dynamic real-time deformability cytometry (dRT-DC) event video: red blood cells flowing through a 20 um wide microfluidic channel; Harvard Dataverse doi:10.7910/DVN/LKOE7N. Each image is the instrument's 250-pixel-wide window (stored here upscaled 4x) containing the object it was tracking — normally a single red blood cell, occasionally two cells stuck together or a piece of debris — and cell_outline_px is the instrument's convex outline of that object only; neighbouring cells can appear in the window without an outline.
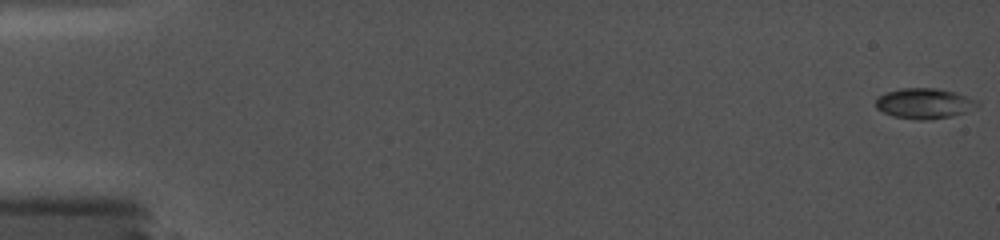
{"species": "common noctule bat (a hibernating species)", "species_latin": "Nyctalus noctula", "temperature_condition": "cold", "stored_images_in_passage": 13, "camera_frame_rate_fps": 5000, "um_per_image_px": 0.085, "animal": {"sex": "female", "body_mass_g": 19.0, "forearm_length_mm": 56.7}, "frame": {"image": 1, "passage_image": 1, "time_ms": 0.0, "image_size_px": [1000, 240], "cell_outline_px": [[980, 104], [964, 112], [952, 116], [924, 120], [920, 120], [892, 116], [876, 108], [876, 96], [900, 88], [936, 88], [956, 92], [976, 100]], "centroid_in_image_um": [78.53, 8.78], "position_along_channel_um": 6.5, "area_um2": 17.86}}
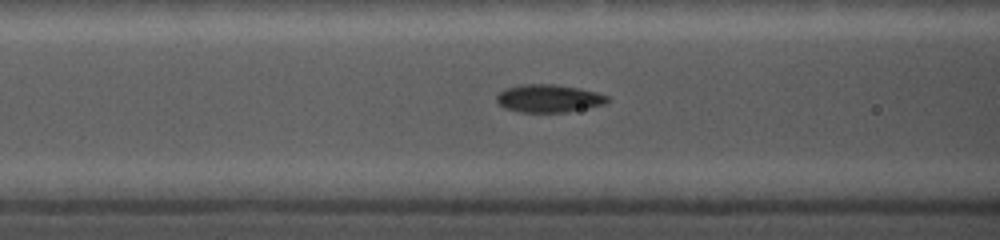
{"frame": {"image": 2, "passage_image": 11, "time_ms": 7.4, "image_size_px": [1000, 240], "cell_outline_px": [[608, 100], [604, 104], [564, 112], [520, 112], [504, 108], [496, 100], [496, 96], [504, 88], [520, 84], [556, 84], [580, 88], [596, 92], [608, 96]], "centroid_in_image_um": [46.6, 8.35], "position_along_channel_um": 120.0, "area_um2": 17.92}}
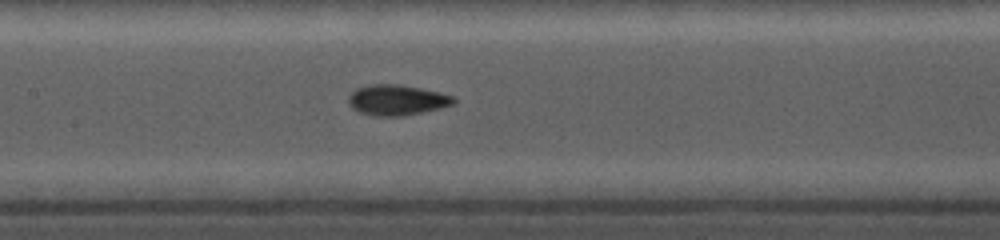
{"frame": {"image": 3, "passage_image": 13, "time_ms": 8.8, "image_size_px": [1000, 240], "cell_outline_px": [[456, 100], [452, 104], [440, 108], [400, 116], [372, 116], [360, 112], [352, 108], [348, 104], [348, 96], [356, 88], [368, 84], [400, 84], [440, 92], [456, 96]], "centroid_in_image_um": [33.71, 8.49], "position_along_channel_um": 173.7, "area_um2": 18.79}}